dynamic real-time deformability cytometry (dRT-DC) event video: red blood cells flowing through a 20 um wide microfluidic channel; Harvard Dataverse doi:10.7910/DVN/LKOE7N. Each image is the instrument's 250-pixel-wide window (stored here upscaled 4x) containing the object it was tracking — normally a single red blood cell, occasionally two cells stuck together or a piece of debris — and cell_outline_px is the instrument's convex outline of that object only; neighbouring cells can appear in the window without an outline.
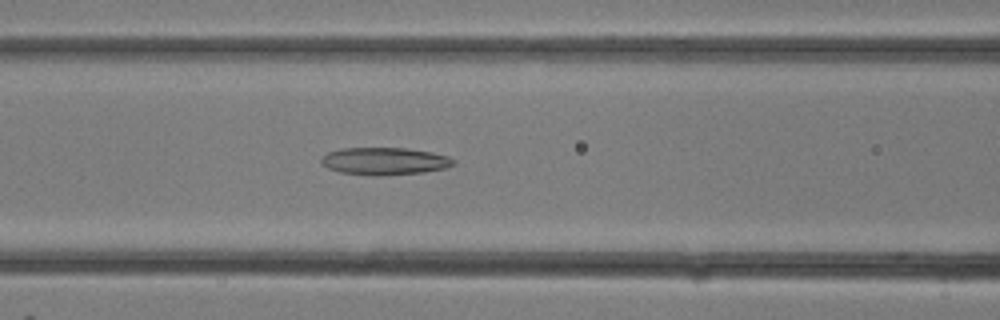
{"species": "common noctule bat (a hibernating species)", "species_latin": "Nyctalus noctula", "temperature_condition": "room temperature", "stored_images_in_passage": 21, "camera_frame_rate_fps": 3000, "um_per_image_px": 0.085, "animal": {"sex": "female"}, "frame": {"image": 1, "passage_image": 5, "time_ms": 1.333, "image_size_px": [1000, 320], "cell_outline_px": [[456, 164], [444, 168], [424, 172], [376, 176], [340, 172], [328, 168], [320, 164], [320, 156], [328, 152], [340, 148], [408, 148], [432, 152], [448, 156], [456, 160]], "centroid_in_image_um": [32.67, 13.69], "position_along_channel_um": 133.9, "area_um2": 21.33}}
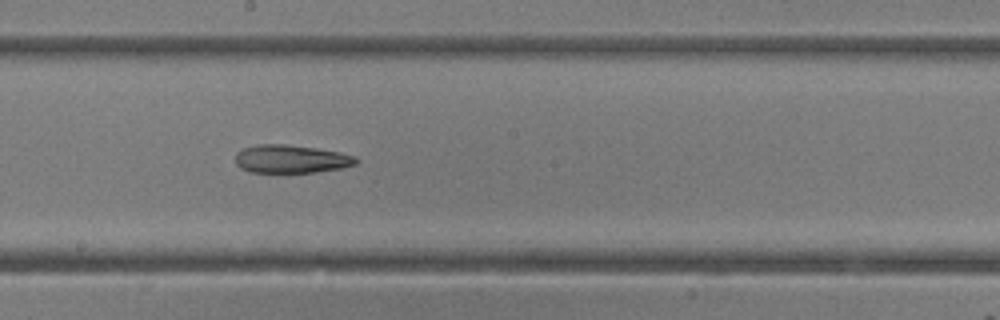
{"frame": {"image": 2, "passage_image": 9, "time_ms": 2.667, "image_size_px": [1000, 320], "cell_outline_px": [[360, 160], [356, 164], [340, 168], [316, 172], [248, 172], [240, 168], [236, 164], [236, 152], [240, 148], [256, 144], [288, 144], [316, 148], [340, 152], [356, 156]], "centroid_in_image_um": [24.72, 13.5], "position_along_channel_um": 223.5, "area_um2": 20.06}}
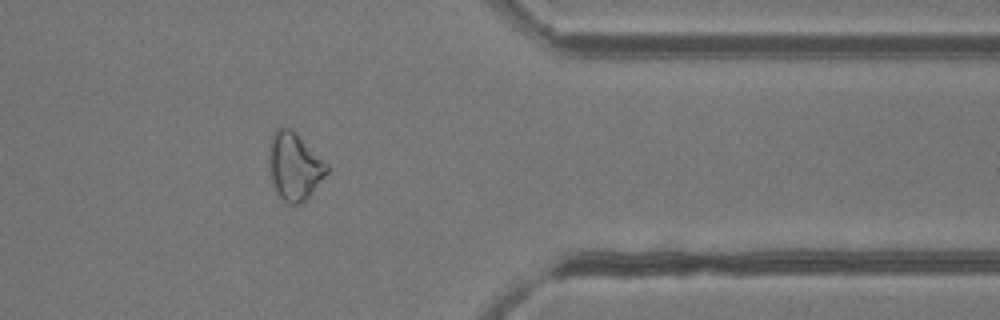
{"frame": {"image": 3, "passage_image": 17, "time_ms": 5.333, "image_size_px": [1000, 320], "cell_outline_px": [[328, 172], [312, 192], [300, 204], [288, 204], [276, 192], [268, 168], [268, 152], [272, 132], [276, 128], [288, 128], [328, 164]], "centroid_in_image_um": [24.98, 14.16], "position_along_channel_um": 386.4, "area_um2": 22.31}}